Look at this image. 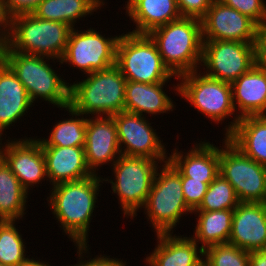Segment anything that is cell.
Listing matches in <instances>:
<instances>
[{"mask_svg":"<svg viewBox=\"0 0 266 266\" xmlns=\"http://www.w3.org/2000/svg\"><path fill=\"white\" fill-rule=\"evenodd\" d=\"M100 182L103 183V178L94 174L77 181L56 184L51 188L52 193L47 200L61 224L60 227H63L64 232L73 239L74 244L76 243L79 260L83 253L88 251L87 233L95 210Z\"/></svg>","mask_w":266,"mask_h":266,"instance_id":"6da1fadb","label":"cell"},{"mask_svg":"<svg viewBox=\"0 0 266 266\" xmlns=\"http://www.w3.org/2000/svg\"><path fill=\"white\" fill-rule=\"evenodd\" d=\"M148 35L175 76L198 70L203 50L201 19L181 17L154 28Z\"/></svg>","mask_w":266,"mask_h":266,"instance_id":"7a4b0ae2","label":"cell"},{"mask_svg":"<svg viewBox=\"0 0 266 266\" xmlns=\"http://www.w3.org/2000/svg\"><path fill=\"white\" fill-rule=\"evenodd\" d=\"M127 80L114 65L88 74L81 82L70 84L69 107L83 116H112L125 111Z\"/></svg>","mask_w":266,"mask_h":266,"instance_id":"3957f363","label":"cell"},{"mask_svg":"<svg viewBox=\"0 0 266 266\" xmlns=\"http://www.w3.org/2000/svg\"><path fill=\"white\" fill-rule=\"evenodd\" d=\"M0 58L24 85L32 103L41 98L54 106L57 105L61 110L69 106V83L60 78L61 76L57 75L49 63H46L53 58L16 51H4Z\"/></svg>","mask_w":266,"mask_h":266,"instance_id":"277c9868","label":"cell"},{"mask_svg":"<svg viewBox=\"0 0 266 266\" xmlns=\"http://www.w3.org/2000/svg\"><path fill=\"white\" fill-rule=\"evenodd\" d=\"M71 29L66 23L40 19L33 13L17 15L12 17L10 44L5 51L60 61Z\"/></svg>","mask_w":266,"mask_h":266,"instance_id":"5b68a950","label":"cell"},{"mask_svg":"<svg viewBox=\"0 0 266 266\" xmlns=\"http://www.w3.org/2000/svg\"><path fill=\"white\" fill-rule=\"evenodd\" d=\"M160 167L143 208L156 234L173 233L181 216L193 211L185 203L180 172L169 160Z\"/></svg>","mask_w":266,"mask_h":266,"instance_id":"8992f818","label":"cell"},{"mask_svg":"<svg viewBox=\"0 0 266 266\" xmlns=\"http://www.w3.org/2000/svg\"><path fill=\"white\" fill-rule=\"evenodd\" d=\"M116 66L129 81L152 84L168 82L175 77L148 34L128 32L120 35L116 47Z\"/></svg>","mask_w":266,"mask_h":266,"instance_id":"52a82bcc","label":"cell"},{"mask_svg":"<svg viewBox=\"0 0 266 266\" xmlns=\"http://www.w3.org/2000/svg\"><path fill=\"white\" fill-rule=\"evenodd\" d=\"M158 161L144 157L122 155L113 164L114 179H103L112 184L124 215L134 218L146 203L158 167ZM114 181V182H113Z\"/></svg>","mask_w":266,"mask_h":266,"instance_id":"ba28073f","label":"cell"},{"mask_svg":"<svg viewBox=\"0 0 266 266\" xmlns=\"http://www.w3.org/2000/svg\"><path fill=\"white\" fill-rule=\"evenodd\" d=\"M223 140L219 174L233 186L239 202L266 203V166L244 155L227 137Z\"/></svg>","mask_w":266,"mask_h":266,"instance_id":"9c48e42d","label":"cell"},{"mask_svg":"<svg viewBox=\"0 0 266 266\" xmlns=\"http://www.w3.org/2000/svg\"><path fill=\"white\" fill-rule=\"evenodd\" d=\"M175 78L181 82L175 86L178 95L211 121L219 123L235 114L231 83L210 78L205 74L201 76L198 70Z\"/></svg>","mask_w":266,"mask_h":266,"instance_id":"30bf717a","label":"cell"},{"mask_svg":"<svg viewBox=\"0 0 266 266\" xmlns=\"http://www.w3.org/2000/svg\"><path fill=\"white\" fill-rule=\"evenodd\" d=\"M119 36L107 38L95 29L78 31L72 28L60 63L77 67L84 74L106 70L116 65V47Z\"/></svg>","mask_w":266,"mask_h":266,"instance_id":"8fae6325","label":"cell"},{"mask_svg":"<svg viewBox=\"0 0 266 266\" xmlns=\"http://www.w3.org/2000/svg\"><path fill=\"white\" fill-rule=\"evenodd\" d=\"M255 63V43L203 40L201 66L207 70L202 74L210 78L232 83Z\"/></svg>","mask_w":266,"mask_h":266,"instance_id":"7c38bea8","label":"cell"},{"mask_svg":"<svg viewBox=\"0 0 266 266\" xmlns=\"http://www.w3.org/2000/svg\"><path fill=\"white\" fill-rule=\"evenodd\" d=\"M112 117L116 123L122 155L149 158L160 161V164L169 160L156 129L150 126L144 115L121 111Z\"/></svg>","mask_w":266,"mask_h":266,"instance_id":"4fadbf2b","label":"cell"},{"mask_svg":"<svg viewBox=\"0 0 266 266\" xmlns=\"http://www.w3.org/2000/svg\"><path fill=\"white\" fill-rule=\"evenodd\" d=\"M203 40L256 43L258 25L246 15L214 0L201 18Z\"/></svg>","mask_w":266,"mask_h":266,"instance_id":"5bb4252c","label":"cell"},{"mask_svg":"<svg viewBox=\"0 0 266 266\" xmlns=\"http://www.w3.org/2000/svg\"><path fill=\"white\" fill-rule=\"evenodd\" d=\"M8 141L4 147L0 139V157L10 167L22 187L29 192L31 186L47 178L46 161L40 141L33 138Z\"/></svg>","mask_w":266,"mask_h":266,"instance_id":"9a60e30c","label":"cell"},{"mask_svg":"<svg viewBox=\"0 0 266 266\" xmlns=\"http://www.w3.org/2000/svg\"><path fill=\"white\" fill-rule=\"evenodd\" d=\"M84 149L87 166L93 174H96L98 166L108 162H112V165L118 160L121 151L112 116H92L87 119Z\"/></svg>","mask_w":266,"mask_h":266,"instance_id":"2e32d148","label":"cell"},{"mask_svg":"<svg viewBox=\"0 0 266 266\" xmlns=\"http://www.w3.org/2000/svg\"><path fill=\"white\" fill-rule=\"evenodd\" d=\"M228 243L247 252L266 249V203L238 204Z\"/></svg>","mask_w":266,"mask_h":266,"instance_id":"e0dca14e","label":"cell"},{"mask_svg":"<svg viewBox=\"0 0 266 266\" xmlns=\"http://www.w3.org/2000/svg\"><path fill=\"white\" fill-rule=\"evenodd\" d=\"M231 87L233 104L237 112L236 107H239L240 114L226 128V137L235 129L240 118L266 115V69L255 63L247 73L232 82Z\"/></svg>","mask_w":266,"mask_h":266,"instance_id":"ac0fdd59","label":"cell"},{"mask_svg":"<svg viewBox=\"0 0 266 266\" xmlns=\"http://www.w3.org/2000/svg\"><path fill=\"white\" fill-rule=\"evenodd\" d=\"M46 161V180L54 186L94 175L88 168L84 147L41 146Z\"/></svg>","mask_w":266,"mask_h":266,"instance_id":"d6986e66","label":"cell"},{"mask_svg":"<svg viewBox=\"0 0 266 266\" xmlns=\"http://www.w3.org/2000/svg\"><path fill=\"white\" fill-rule=\"evenodd\" d=\"M156 236L158 244L145 258L149 266H198L204 260V250L191 237H177L173 233Z\"/></svg>","mask_w":266,"mask_h":266,"instance_id":"ffe728a7","label":"cell"},{"mask_svg":"<svg viewBox=\"0 0 266 266\" xmlns=\"http://www.w3.org/2000/svg\"><path fill=\"white\" fill-rule=\"evenodd\" d=\"M173 150L175 151L169 155V161L180 172L181 177L210 184L219 175V147L214 144L201 141L196 146L193 145L186 155L177 148Z\"/></svg>","mask_w":266,"mask_h":266,"instance_id":"44dd1931","label":"cell"},{"mask_svg":"<svg viewBox=\"0 0 266 266\" xmlns=\"http://www.w3.org/2000/svg\"><path fill=\"white\" fill-rule=\"evenodd\" d=\"M31 106L26 88L0 58V139L2 131L21 119Z\"/></svg>","mask_w":266,"mask_h":266,"instance_id":"7402d4cb","label":"cell"},{"mask_svg":"<svg viewBox=\"0 0 266 266\" xmlns=\"http://www.w3.org/2000/svg\"><path fill=\"white\" fill-rule=\"evenodd\" d=\"M126 13L136 24V34H148L154 28L180 19L176 0H128Z\"/></svg>","mask_w":266,"mask_h":266,"instance_id":"603a6c76","label":"cell"},{"mask_svg":"<svg viewBox=\"0 0 266 266\" xmlns=\"http://www.w3.org/2000/svg\"><path fill=\"white\" fill-rule=\"evenodd\" d=\"M166 82L141 83L127 80L125 90V111L143 115L168 113L174 109L172 99L164 92Z\"/></svg>","mask_w":266,"mask_h":266,"instance_id":"cb8c5ba5","label":"cell"},{"mask_svg":"<svg viewBox=\"0 0 266 266\" xmlns=\"http://www.w3.org/2000/svg\"><path fill=\"white\" fill-rule=\"evenodd\" d=\"M227 139L244 155L266 166V117L264 115L240 118Z\"/></svg>","mask_w":266,"mask_h":266,"instance_id":"d4e9b609","label":"cell"},{"mask_svg":"<svg viewBox=\"0 0 266 266\" xmlns=\"http://www.w3.org/2000/svg\"><path fill=\"white\" fill-rule=\"evenodd\" d=\"M104 4V0H42L33 14L40 19L66 23L73 28L77 19L92 15Z\"/></svg>","mask_w":266,"mask_h":266,"instance_id":"484cf974","label":"cell"},{"mask_svg":"<svg viewBox=\"0 0 266 266\" xmlns=\"http://www.w3.org/2000/svg\"><path fill=\"white\" fill-rule=\"evenodd\" d=\"M193 213H197L199 218L194 237L191 238L196 243L200 241L203 250L211 245L229 242L234 210L193 211Z\"/></svg>","mask_w":266,"mask_h":266,"instance_id":"4316f807","label":"cell"},{"mask_svg":"<svg viewBox=\"0 0 266 266\" xmlns=\"http://www.w3.org/2000/svg\"><path fill=\"white\" fill-rule=\"evenodd\" d=\"M28 192L0 157V220L19 221L23 217Z\"/></svg>","mask_w":266,"mask_h":266,"instance_id":"83f0119b","label":"cell"},{"mask_svg":"<svg viewBox=\"0 0 266 266\" xmlns=\"http://www.w3.org/2000/svg\"><path fill=\"white\" fill-rule=\"evenodd\" d=\"M72 117L67 120L56 122L50 137L40 139L41 146H61V147H84L86 136L87 118L76 112L69 106L65 108ZM75 116V118H73ZM78 116V117H77ZM79 116L81 118H79Z\"/></svg>","mask_w":266,"mask_h":266,"instance_id":"f1b7e54d","label":"cell"},{"mask_svg":"<svg viewBox=\"0 0 266 266\" xmlns=\"http://www.w3.org/2000/svg\"><path fill=\"white\" fill-rule=\"evenodd\" d=\"M17 230L15 221L0 220V263L4 266H17L27 258L25 242Z\"/></svg>","mask_w":266,"mask_h":266,"instance_id":"f546056e","label":"cell"},{"mask_svg":"<svg viewBox=\"0 0 266 266\" xmlns=\"http://www.w3.org/2000/svg\"><path fill=\"white\" fill-rule=\"evenodd\" d=\"M239 203L233 186L219 174L209 184L202 203L194 211L234 210Z\"/></svg>","mask_w":266,"mask_h":266,"instance_id":"4dcf8cb0","label":"cell"},{"mask_svg":"<svg viewBox=\"0 0 266 266\" xmlns=\"http://www.w3.org/2000/svg\"><path fill=\"white\" fill-rule=\"evenodd\" d=\"M203 254L209 266H249L250 252L230 243L211 245Z\"/></svg>","mask_w":266,"mask_h":266,"instance_id":"1f68e13d","label":"cell"},{"mask_svg":"<svg viewBox=\"0 0 266 266\" xmlns=\"http://www.w3.org/2000/svg\"><path fill=\"white\" fill-rule=\"evenodd\" d=\"M243 15L252 19L258 26L266 22V4L264 0H220Z\"/></svg>","mask_w":266,"mask_h":266,"instance_id":"d6a6232c","label":"cell"},{"mask_svg":"<svg viewBox=\"0 0 266 266\" xmlns=\"http://www.w3.org/2000/svg\"><path fill=\"white\" fill-rule=\"evenodd\" d=\"M181 182L185 203L192 211H194L202 203L209 184L193 180L190 177H181Z\"/></svg>","mask_w":266,"mask_h":266,"instance_id":"836d02e7","label":"cell"},{"mask_svg":"<svg viewBox=\"0 0 266 266\" xmlns=\"http://www.w3.org/2000/svg\"><path fill=\"white\" fill-rule=\"evenodd\" d=\"M182 17L201 19L214 0H176Z\"/></svg>","mask_w":266,"mask_h":266,"instance_id":"e575fe53","label":"cell"},{"mask_svg":"<svg viewBox=\"0 0 266 266\" xmlns=\"http://www.w3.org/2000/svg\"><path fill=\"white\" fill-rule=\"evenodd\" d=\"M11 25L12 17L8 13L4 1L0 0V56L9 47L11 38Z\"/></svg>","mask_w":266,"mask_h":266,"instance_id":"d590c367","label":"cell"},{"mask_svg":"<svg viewBox=\"0 0 266 266\" xmlns=\"http://www.w3.org/2000/svg\"><path fill=\"white\" fill-rule=\"evenodd\" d=\"M11 17L33 13L42 0H3Z\"/></svg>","mask_w":266,"mask_h":266,"instance_id":"8d00e7d4","label":"cell"},{"mask_svg":"<svg viewBox=\"0 0 266 266\" xmlns=\"http://www.w3.org/2000/svg\"><path fill=\"white\" fill-rule=\"evenodd\" d=\"M255 55L256 64L266 69V22L257 28Z\"/></svg>","mask_w":266,"mask_h":266,"instance_id":"74e56055","label":"cell"},{"mask_svg":"<svg viewBox=\"0 0 266 266\" xmlns=\"http://www.w3.org/2000/svg\"><path fill=\"white\" fill-rule=\"evenodd\" d=\"M80 262V263H79ZM74 266H126L125 263L118 258H110L108 256L105 257V255H100L90 260L82 261V259ZM73 266V265H71Z\"/></svg>","mask_w":266,"mask_h":266,"instance_id":"f35d334b","label":"cell"},{"mask_svg":"<svg viewBox=\"0 0 266 266\" xmlns=\"http://www.w3.org/2000/svg\"><path fill=\"white\" fill-rule=\"evenodd\" d=\"M249 266H266V249L250 252Z\"/></svg>","mask_w":266,"mask_h":266,"instance_id":"ab89813d","label":"cell"},{"mask_svg":"<svg viewBox=\"0 0 266 266\" xmlns=\"http://www.w3.org/2000/svg\"><path fill=\"white\" fill-rule=\"evenodd\" d=\"M17 266H51L48 263H45L44 261L41 262L39 260L29 259L28 257L21 263H19Z\"/></svg>","mask_w":266,"mask_h":266,"instance_id":"60d3db41","label":"cell"},{"mask_svg":"<svg viewBox=\"0 0 266 266\" xmlns=\"http://www.w3.org/2000/svg\"><path fill=\"white\" fill-rule=\"evenodd\" d=\"M198 266H209L204 260Z\"/></svg>","mask_w":266,"mask_h":266,"instance_id":"b9f144b4","label":"cell"}]
</instances>
